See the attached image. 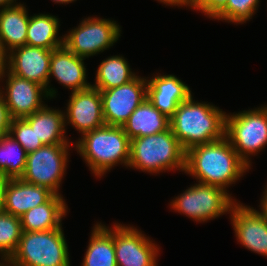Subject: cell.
<instances>
[{
	"instance_id": "83f0119b",
	"label": "cell",
	"mask_w": 267,
	"mask_h": 266,
	"mask_svg": "<svg viewBox=\"0 0 267 266\" xmlns=\"http://www.w3.org/2000/svg\"><path fill=\"white\" fill-rule=\"evenodd\" d=\"M260 0H227L226 7L214 18L236 24L252 19L259 7Z\"/></svg>"
},
{
	"instance_id": "4316f807",
	"label": "cell",
	"mask_w": 267,
	"mask_h": 266,
	"mask_svg": "<svg viewBox=\"0 0 267 266\" xmlns=\"http://www.w3.org/2000/svg\"><path fill=\"white\" fill-rule=\"evenodd\" d=\"M23 233L19 217L0 211V259H10Z\"/></svg>"
},
{
	"instance_id": "9a60e30c",
	"label": "cell",
	"mask_w": 267,
	"mask_h": 266,
	"mask_svg": "<svg viewBox=\"0 0 267 266\" xmlns=\"http://www.w3.org/2000/svg\"><path fill=\"white\" fill-rule=\"evenodd\" d=\"M235 237L248 250L267 257V220L253 207L236 202L231 208Z\"/></svg>"
},
{
	"instance_id": "9c48e42d",
	"label": "cell",
	"mask_w": 267,
	"mask_h": 266,
	"mask_svg": "<svg viewBox=\"0 0 267 266\" xmlns=\"http://www.w3.org/2000/svg\"><path fill=\"white\" fill-rule=\"evenodd\" d=\"M121 36L116 21L99 17H88L64 37V45L75 55L89 58L109 49Z\"/></svg>"
},
{
	"instance_id": "836d02e7",
	"label": "cell",
	"mask_w": 267,
	"mask_h": 266,
	"mask_svg": "<svg viewBox=\"0 0 267 266\" xmlns=\"http://www.w3.org/2000/svg\"><path fill=\"white\" fill-rule=\"evenodd\" d=\"M7 181L8 179L3 174H0V211H2L3 207L4 188Z\"/></svg>"
},
{
	"instance_id": "4fadbf2b",
	"label": "cell",
	"mask_w": 267,
	"mask_h": 266,
	"mask_svg": "<svg viewBox=\"0 0 267 266\" xmlns=\"http://www.w3.org/2000/svg\"><path fill=\"white\" fill-rule=\"evenodd\" d=\"M52 50L24 45L11 50L5 57V68L13 75L43 86L48 94Z\"/></svg>"
},
{
	"instance_id": "f1b7e54d",
	"label": "cell",
	"mask_w": 267,
	"mask_h": 266,
	"mask_svg": "<svg viewBox=\"0 0 267 266\" xmlns=\"http://www.w3.org/2000/svg\"><path fill=\"white\" fill-rule=\"evenodd\" d=\"M8 134L19 142L27 153L44 146L41 140L37 139L34 129L24 119H12Z\"/></svg>"
},
{
	"instance_id": "e575fe53",
	"label": "cell",
	"mask_w": 267,
	"mask_h": 266,
	"mask_svg": "<svg viewBox=\"0 0 267 266\" xmlns=\"http://www.w3.org/2000/svg\"><path fill=\"white\" fill-rule=\"evenodd\" d=\"M17 0H0V8L8 7L17 4Z\"/></svg>"
},
{
	"instance_id": "7402d4cb",
	"label": "cell",
	"mask_w": 267,
	"mask_h": 266,
	"mask_svg": "<svg viewBox=\"0 0 267 266\" xmlns=\"http://www.w3.org/2000/svg\"><path fill=\"white\" fill-rule=\"evenodd\" d=\"M34 129L37 139L43 145L69 144L66 138L64 112L50 109L45 105L42 109L23 118Z\"/></svg>"
},
{
	"instance_id": "ba28073f",
	"label": "cell",
	"mask_w": 267,
	"mask_h": 266,
	"mask_svg": "<svg viewBox=\"0 0 267 266\" xmlns=\"http://www.w3.org/2000/svg\"><path fill=\"white\" fill-rule=\"evenodd\" d=\"M69 145L72 144L44 145L28 153L24 173L20 179L61 195L59 189L69 162Z\"/></svg>"
},
{
	"instance_id": "d6986e66",
	"label": "cell",
	"mask_w": 267,
	"mask_h": 266,
	"mask_svg": "<svg viewBox=\"0 0 267 266\" xmlns=\"http://www.w3.org/2000/svg\"><path fill=\"white\" fill-rule=\"evenodd\" d=\"M29 20L26 6L20 2L0 9V48L5 55L26 45Z\"/></svg>"
},
{
	"instance_id": "7c38bea8",
	"label": "cell",
	"mask_w": 267,
	"mask_h": 266,
	"mask_svg": "<svg viewBox=\"0 0 267 266\" xmlns=\"http://www.w3.org/2000/svg\"><path fill=\"white\" fill-rule=\"evenodd\" d=\"M5 77L7 78L6 86L3 89L6 91L0 88V93L12 119H23L46 105L42 98L49 99V96L43 86L15 76L6 68L0 73V80L2 81Z\"/></svg>"
},
{
	"instance_id": "484cf974",
	"label": "cell",
	"mask_w": 267,
	"mask_h": 266,
	"mask_svg": "<svg viewBox=\"0 0 267 266\" xmlns=\"http://www.w3.org/2000/svg\"><path fill=\"white\" fill-rule=\"evenodd\" d=\"M27 152L9 134L0 137V174L7 179H19L24 173Z\"/></svg>"
},
{
	"instance_id": "74e56055",
	"label": "cell",
	"mask_w": 267,
	"mask_h": 266,
	"mask_svg": "<svg viewBox=\"0 0 267 266\" xmlns=\"http://www.w3.org/2000/svg\"><path fill=\"white\" fill-rule=\"evenodd\" d=\"M1 261L3 262H0V266H12L9 259H1Z\"/></svg>"
},
{
	"instance_id": "5b68a950",
	"label": "cell",
	"mask_w": 267,
	"mask_h": 266,
	"mask_svg": "<svg viewBox=\"0 0 267 266\" xmlns=\"http://www.w3.org/2000/svg\"><path fill=\"white\" fill-rule=\"evenodd\" d=\"M69 251L62 227L49 231H23L12 266H70Z\"/></svg>"
},
{
	"instance_id": "cb8c5ba5",
	"label": "cell",
	"mask_w": 267,
	"mask_h": 266,
	"mask_svg": "<svg viewBox=\"0 0 267 266\" xmlns=\"http://www.w3.org/2000/svg\"><path fill=\"white\" fill-rule=\"evenodd\" d=\"M59 18L50 14L30 16L26 45L54 50L64 45V37H58Z\"/></svg>"
},
{
	"instance_id": "1f68e13d",
	"label": "cell",
	"mask_w": 267,
	"mask_h": 266,
	"mask_svg": "<svg viewBox=\"0 0 267 266\" xmlns=\"http://www.w3.org/2000/svg\"><path fill=\"white\" fill-rule=\"evenodd\" d=\"M168 6H186L192 8L193 0H157Z\"/></svg>"
},
{
	"instance_id": "5bb4252c",
	"label": "cell",
	"mask_w": 267,
	"mask_h": 266,
	"mask_svg": "<svg viewBox=\"0 0 267 266\" xmlns=\"http://www.w3.org/2000/svg\"><path fill=\"white\" fill-rule=\"evenodd\" d=\"M69 97L64 112L65 125L71 124L81 136L105 125L100 90L91 86L71 92Z\"/></svg>"
},
{
	"instance_id": "ffe728a7",
	"label": "cell",
	"mask_w": 267,
	"mask_h": 266,
	"mask_svg": "<svg viewBox=\"0 0 267 266\" xmlns=\"http://www.w3.org/2000/svg\"><path fill=\"white\" fill-rule=\"evenodd\" d=\"M68 206L62 195L54 194L47 202L32 208L21 217L22 230L26 232L49 231L62 227Z\"/></svg>"
},
{
	"instance_id": "f546056e",
	"label": "cell",
	"mask_w": 267,
	"mask_h": 266,
	"mask_svg": "<svg viewBox=\"0 0 267 266\" xmlns=\"http://www.w3.org/2000/svg\"><path fill=\"white\" fill-rule=\"evenodd\" d=\"M227 5V0H193V10L201 11L214 19Z\"/></svg>"
},
{
	"instance_id": "8d00e7d4",
	"label": "cell",
	"mask_w": 267,
	"mask_h": 266,
	"mask_svg": "<svg viewBox=\"0 0 267 266\" xmlns=\"http://www.w3.org/2000/svg\"><path fill=\"white\" fill-rule=\"evenodd\" d=\"M55 3H60V4H67V3H72L74 2L75 0H51Z\"/></svg>"
},
{
	"instance_id": "277c9868",
	"label": "cell",
	"mask_w": 267,
	"mask_h": 266,
	"mask_svg": "<svg viewBox=\"0 0 267 266\" xmlns=\"http://www.w3.org/2000/svg\"><path fill=\"white\" fill-rule=\"evenodd\" d=\"M186 151L169 128L161 133L130 140L128 167L148 173L185 171Z\"/></svg>"
},
{
	"instance_id": "d6a6232c",
	"label": "cell",
	"mask_w": 267,
	"mask_h": 266,
	"mask_svg": "<svg viewBox=\"0 0 267 266\" xmlns=\"http://www.w3.org/2000/svg\"><path fill=\"white\" fill-rule=\"evenodd\" d=\"M261 204H260V209L261 211H259L267 220V185L266 188L264 189L263 195H262V199H261Z\"/></svg>"
},
{
	"instance_id": "44dd1931",
	"label": "cell",
	"mask_w": 267,
	"mask_h": 266,
	"mask_svg": "<svg viewBox=\"0 0 267 266\" xmlns=\"http://www.w3.org/2000/svg\"><path fill=\"white\" fill-rule=\"evenodd\" d=\"M130 140L161 133L170 128V118L146 98L122 126Z\"/></svg>"
},
{
	"instance_id": "603a6c76",
	"label": "cell",
	"mask_w": 267,
	"mask_h": 266,
	"mask_svg": "<svg viewBox=\"0 0 267 266\" xmlns=\"http://www.w3.org/2000/svg\"><path fill=\"white\" fill-rule=\"evenodd\" d=\"M81 266H117L113 228L96 223Z\"/></svg>"
},
{
	"instance_id": "7a4b0ae2",
	"label": "cell",
	"mask_w": 267,
	"mask_h": 266,
	"mask_svg": "<svg viewBox=\"0 0 267 266\" xmlns=\"http://www.w3.org/2000/svg\"><path fill=\"white\" fill-rule=\"evenodd\" d=\"M225 128L226 112L210 103L193 100L192 94L170 117V129L185 151L225 137Z\"/></svg>"
},
{
	"instance_id": "52a82bcc",
	"label": "cell",
	"mask_w": 267,
	"mask_h": 266,
	"mask_svg": "<svg viewBox=\"0 0 267 266\" xmlns=\"http://www.w3.org/2000/svg\"><path fill=\"white\" fill-rule=\"evenodd\" d=\"M236 202L228 191L219 186L195 183L174 197L170 207L196 222L204 223L231 213V208Z\"/></svg>"
},
{
	"instance_id": "8992f818",
	"label": "cell",
	"mask_w": 267,
	"mask_h": 266,
	"mask_svg": "<svg viewBox=\"0 0 267 266\" xmlns=\"http://www.w3.org/2000/svg\"><path fill=\"white\" fill-rule=\"evenodd\" d=\"M225 136L239 157L250 167L255 156L267 145V105L226 114Z\"/></svg>"
},
{
	"instance_id": "e0dca14e",
	"label": "cell",
	"mask_w": 267,
	"mask_h": 266,
	"mask_svg": "<svg viewBox=\"0 0 267 266\" xmlns=\"http://www.w3.org/2000/svg\"><path fill=\"white\" fill-rule=\"evenodd\" d=\"M156 75L147 79V98L155 108L170 118L178 105L192 93L190 87L175 75Z\"/></svg>"
},
{
	"instance_id": "ac0fdd59",
	"label": "cell",
	"mask_w": 267,
	"mask_h": 266,
	"mask_svg": "<svg viewBox=\"0 0 267 266\" xmlns=\"http://www.w3.org/2000/svg\"><path fill=\"white\" fill-rule=\"evenodd\" d=\"M53 195L46 187L29 184L20 178L8 179L4 188L2 210L20 218L32 208L47 202Z\"/></svg>"
},
{
	"instance_id": "3957f363",
	"label": "cell",
	"mask_w": 267,
	"mask_h": 266,
	"mask_svg": "<svg viewBox=\"0 0 267 266\" xmlns=\"http://www.w3.org/2000/svg\"><path fill=\"white\" fill-rule=\"evenodd\" d=\"M80 138L74 147L94 176L102 177L117 164L128 167L130 139L123 127L104 125Z\"/></svg>"
},
{
	"instance_id": "6da1fadb",
	"label": "cell",
	"mask_w": 267,
	"mask_h": 266,
	"mask_svg": "<svg viewBox=\"0 0 267 266\" xmlns=\"http://www.w3.org/2000/svg\"><path fill=\"white\" fill-rule=\"evenodd\" d=\"M250 168L226 136L186 151L184 172L199 180L198 183L219 186L226 191Z\"/></svg>"
},
{
	"instance_id": "8fae6325",
	"label": "cell",
	"mask_w": 267,
	"mask_h": 266,
	"mask_svg": "<svg viewBox=\"0 0 267 266\" xmlns=\"http://www.w3.org/2000/svg\"><path fill=\"white\" fill-rule=\"evenodd\" d=\"M136 76L130 82L100 90L105 125L122 127L134 110L147 98V78Z\"/></svg>"
},
{
	"instance_id": "30bf717a",
	"label": "cell",
	"mask_w": 267,
	"mask_h": 266,
	"mask_svg": "<svg viewBox=\"0 0 267 266\" xmlns=\"http://www.w3.org/2000/svg\"><path fill=\"white\" fill-rule=\"evenodd\" d=\"M113 239L117 266H157V244L134 226L114 223Z\"/></svg>"
},
{
	"instance_id": "d590c367",
	"label": "cell",
	"mask_w": 267,
	"mask_h": 266,
	"mask_svg": "<svg viewBox=\"0 0 267 266\" xmlns=\"http://www.w3.org/2000/svg\"><path fill=\"white\" fill-rule=\"evenodd\" d=\"M5 57L6 55L2 52L0 48V73L4 70L5 68Z\"/></svg>"
},
{
	"instance_id": "2e32d148",
	"label": "cell",
	"mask_w": 267,
	"mask_h": 266,
	"mask_svg": "<svg viewBox=\"0 0 267 266\" xmlns=\"http://www.w3.org/2000/svg\"><path fill=\"white\" fill-rule=\"evenodd\" d=\"M72 53L65 45L52 50L49 68L48 96L50 99L56 98V89L50 88V78L55 80L72 92L85 90L92 86L86 80V66L84 60Z\"/></svg>"
},
{
	"instance_id": "4dcf8cb0",
	"label": "cell",
	"mask_w": 267,
	"mask_h": 266,
	"mask_svg": "<svg viewBox=\"0 0 267 266\" xmlns=\"http://www.w3.org/2000/svg\"><path fill=\"white\" fill-rule=\"evenodd\" d=\"M12 118L9 114L4 98L0 93V137L8 135Z\"/></svg>"
},
{
	"instance_id": "d4e9b609",
	"label": "cell",
	"mask_w": 267,
	"mask_h": 266,
	"mask_svg": "<svg viewBox=\"0 0 267 266\" xmlns=\"http://www.w3.org/2000/svg\"><path fill=\"white\" fill-rule=\"evenodd\" d=\"M95 83L92 87L107 90L124 85L137 75L132 72L129 63L122 56H110L102 60L96 70Z\"/></svg>"
}]
</instances>
